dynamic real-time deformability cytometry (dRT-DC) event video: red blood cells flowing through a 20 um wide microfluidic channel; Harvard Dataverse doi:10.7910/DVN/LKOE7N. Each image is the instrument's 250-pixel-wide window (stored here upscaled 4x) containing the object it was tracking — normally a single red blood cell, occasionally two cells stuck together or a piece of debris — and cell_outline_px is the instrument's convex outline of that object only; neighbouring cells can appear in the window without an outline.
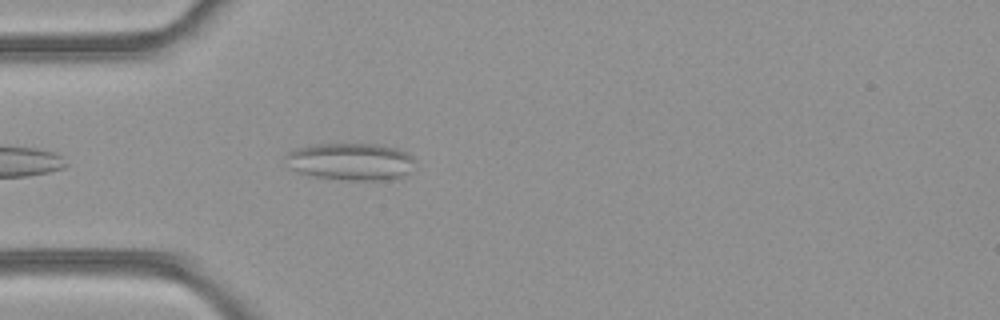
{"species": "common noctule bat (a hibernating species)", "species_latin": "Nyctalus noctula", "temperature_condition": "room temperature", "stored_images_in_passage": 7, "camera_frame_rate_fps": 3000, "um_per_image_px": 0.085, "animal": {"sex": "female", "body_mass_g": 21.9}, "frame": {"image": 1, "passage_image": 3, "time_ms": 0.667, "image_size_px": [1000, 320], "cell_outline_px": [[412, 160], [408, 172], [404, 176], [388, 180], [344, 180], [312, 176], [296, 172], [288, 168], [284, 156], [288, 152], [296, 148], [316, 144], [376, 144], [396, 148], [412, 156]], "centroid_in_image_um": [29.72, 13.74], "position_along_channel_um": 55.3, "area_um2": 28.09}}